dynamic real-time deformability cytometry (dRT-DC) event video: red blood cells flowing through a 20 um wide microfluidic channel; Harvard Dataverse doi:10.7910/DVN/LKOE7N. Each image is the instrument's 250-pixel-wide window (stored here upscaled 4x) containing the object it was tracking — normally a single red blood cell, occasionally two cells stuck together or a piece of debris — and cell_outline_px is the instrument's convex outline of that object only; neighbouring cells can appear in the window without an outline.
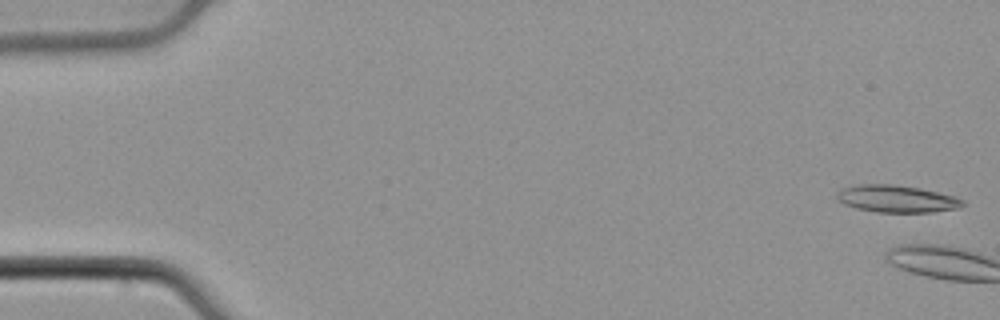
{"species": "common noctule bat (a hibernating species)", "species_latin": "Nyctalus noctula", "temperature_condition": "cold", "stored_images_in_passage": 3, "camera_frame_rate_fps": 3000, "um_per_image_px": 0.085, "animal": {"sex": "male", "body_mass_g": 21.5, "forearm_length_mm": 52.0}, "frame": {"image": 1, "passage_image": 1, "time_ms": 0.0, "image_size_px": [1000, 320], "cell_outline_px": [[964, 204], [956, 208], [932, 212], [876, 212], [856, 208], [844, 204], [836, 196], [836, 192], [840, 188], [856, 184], [892, 184], [920, 188], [956, 196], [964, 200]], "centroid_in_image_um": [76.19, 16.88], "position_along_channel_um": 8.8, "area_um2": 20.0}}